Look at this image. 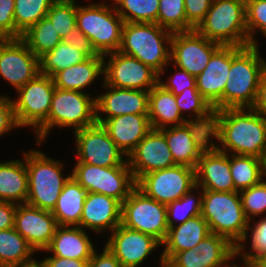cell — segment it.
<instances>
[{
	"label": "cell",
	"mask_w": 266,
	"mask_h": 267,
	"mask_svg": "<svg viewBox=\"0 0 266 267\" xmlns=\"http://www.w3.org/2000/svg\"><path fill=\"white\" fill-rule=\"evenodd\" d=\"M75 163L101 167L129 166L127 157L110 138L102 124H94L74 132Z\"/></svg>",
	"instance_id": "7c38bea8"
},
{
	"label": "cell",
	"mask_w": 266,
	"mask_h": 267,
	"mask_svg": "<svg viewBox=\"0 0 266 267\" xmlns=\"http://www.w3.org/2000/svg\"><path fill=\"white\" fill-rule=\"evenodd\" d=\"M148 116L152 129L157 130L188 122L177 106L175 95L159 84L149 91Z\"/></svg>",
	"instance_id": "f546056e"
},
{
	"label": "cell",
	"mask_w": 266,
	"mask_h": 267,
	"mask_svg": "<svg viewBox=\"0 0 266 267\" xmlns=\"http://www.w3.org/2000/svg\"><path fill=\"white\" fill-rule=\"evenodd\" d=\"M260 47L231 45V68L223 93V109L253 108L266 73V58Z\"/></svg>",
	"instance_id": "7a4b0ae2"
},
{
	"label": "cell",
	"mask_w": 266,
	"mask_h": 267,
	"mask_svg": "<svg viewBox=\"0 0 266 267\" xmlns=\"http://www.w3.org/2000/svg\"><path fill=\"white\" fill-rule=\"evenodd\" d=\"M101 85L105 92L96 95V121L98 124L121 115L148 114L149 91L116 88L104 83Z\"/></svg>",
	"instance_id": "d6986e66"
},
{
	"label": "cell",
	"mask_w": 266,
	"mask_h": 267,
	"mask_svg": "<svg viewBox=\"0 0 266 267\" xmlns=\"http://www.w3.org/2000/svg\"><path fill=\"white\" fill-rule=\"evenodd\" d=\"M71 176L88 192L101 193L121 204L136 187L129 166L101 167L75 163Z\"/></svg>",
	"instance_id": "9c48e42d"
},
{
	"label": "cell",
	"mask_w": 266,
	"mask_h": 267,
	"mask_svg": "<svg viewBox=\"0 0 266 267\" xmlns=\"http://www.w3.org/2000/svg\"><path fill=\"white\" fill-rule=\"evenodd\" d=\"M173 68L177 71L168 76L165 81L162 79L163 77H159L158 84L160 86L174 95L181 94L186 88H197L195 76L178 67Z\"/></svg>",
	"instance_id": "bcb514c9"
},
{
	"label": "cell",
	"mask_w": 266,
	"mask_h": 267,
	"mask_svg": "<svg viewBox=\"0 0 266 267\" xmlns=\"http://www.w3.org/2000/svg\"><path fill=\"white\" fill-rule=\"evenodd\" d=\"M196 30L220 45L249 46L245 0H214Z\"/></svg>",
	"instance_id": "ba28073f"
},
{
	"label": "cell",
	"mask_w": 266,
	"mask_h": 267,
	"mask_svg": "<svg viewBox=\"0 0 266 267\" xmlns=\"http://www.w3.org/2000/svg\"><path fill=\"white\" fill-rule=\"evenodd\" d=\"M261 162V179L262 182L266 183V151L260 157Z\"/></svg>",
	"instance_id": "680465c9"
},
{
	"label": "cell",
	"mask_w": 266,
	"mask_h": 267,
	"mask_svg": "<svg viewBox=\"0 0 266 267\" xmlns=\"http://www.w3.org/2000/svg\"><path fill=\"white\" fill-rule=\"evenodd\" d=\"M39 73V58L21 38L0 39V77L15 91Z\"/></svg>",
	"instance_id": "e0dca14e"
},
{
	"label": "cell",
	"mask_w": 266,
	"mask_h": 267,
	"mask_svg": "<svg viewBox=\"0 0 266 267\" xmlns=\"http://www.w3.org/2000/svg\"><path fill=\"white\" fill-rule=\"evenodd\" d=\"M88 57L63 40L39 58L40 74L53 77L57 72L85 61Z\"/></svg>",
	"instance_id": "d6a6232c"
},
{
	"label": "cell",
	"mask_w": 266,
	"mask_h": 267,
	"mask_svg": "<svg viewBox=\"0 0 266 267\" xmlns=\"http://www.w3.org/2000/svg\"><path fill=\"white\" fill-rule=\"evenodd\" d=\"M245 216L250 221L266 213V183L260 182L239 192ZM264 213V214H263Z\"/></svg>",
	"instance_id": "f6af8a7d"
},
{
	"label": "cell",
	"mask_w": 266,
	"mask_h": 267,
	"mask_svg": "<svg viewBox=\"0 0 266 267\" xmlns=\"http://www.w3.org/2000/svg\"><path fill=\"white\" fill-rule=\"evenodd\" d=\"M103 55L88 57L85 61L57 72L52 78L56 88L84 93L86 88L104 76Z\"/></svg>",
	"instance_id": "83f0119b"
},
{
	"label": "cell",
	"mask_w": 266,
	"mask_h": 267,
	"mask_svg": "<svg viewBox=\"0 0 266 267\" xmlns=\"http://www.w3.org/2000/svg\"><path fill=\"white\" fill-rule=\"evenodd\" d=\"M253 108L266 118V73L261 79L257 100Z\"/></svg>",
	"instance_id": "9f6ffc18"
},
{
	"label": "cell",
	"mask_w": 266,
	"mask_h": 267,
	"mask_svg": "<svg viewBox=\"0 0 266 267\" xmlns=\"http://www.w3.org/2000/svg\"><path fill=\"white\" fill-rule=\"evenodd\" d=\"M121 224L153 236L161 244L168 234L167 208L135 187L122 203Z\"/></svg>",
	"instance_id": "30bf717a"
},
{
	"label": "cell",
	"mask_w": 266,
	"mask_h": 267,
	"mask_svg": "<svg viewBox=\"0 0 266 267\" xmlns=\"http://www.w3.org/2000/svg\"><path fill=\"white\" fill-rule=\"evenodd\" d=\"M175 99L182 116L188 122L212 126L214 109L197 88H186L181 94L175 95Z\"/></svg>",
	"instance_id": "836d02e7"
},
{
	"label": "cell",
	"mask_w": 266,
	"mask_h": 267,
	"mask_svg": "<svg viewBox=\"0 0 266 267\" xmlns=\"http://www.w3.org/2000/svg\"><path fill=\"white\" fill-rule=\"evenodd\" d=\"M259 267H266V255L258 260Z\"/></svg>",
	"instance_id": "94428289"
},
{
	"label": "cell",
	"mask_w": 266,
	"mask_h": 267,
	"mask_svg": "<svg viewBox=\"0 0 266 267\" xmlns=\"http://www.w3.org/2000/svg\"><path fill=\"white\" fill-rule=\"evenodd\" d=\"M214 0H185L186 31L196 29Z\"/></svg>",
	"instance_id": "7dc6e473"
},
{
	"label": "cell",
	"mask_w": 266,
	"mask_h": 267,
	"mask_svg": "<svg viewBox=\"0 0 266 267\" xmlns=\"http://www.w3.org/2000/svg\"><path fill=\"white\" fill-rule=\"evenodd\" d=\"M255 220L256 219H252L249 221L243 239L236 246V255L248 260L258 261L266 255V214L263 217H259L258 221L256 220L255 222ZM251 223L253 225H251ZM247 241L251 243L249 248L246 245Z\"/></svg>",
	"instance_id": "60d3db41"
},
{
	"label": "cell",
	"mask_w": 266,
	"mask_h": 267,
	"mask_svg": "<svg viewBox=\"0 0 266 267\" xmlns=\"http://www.w3.org/2000/svg\"><path fill=\"white\" fill-rule=\"evenodd\" d=\"M221 45L202 36L196 29L174 32L171 38L170 65L198 76Z\"/></svg>",
	"instance_id": "2e32d148"
},
{
	"label": "cell",
	"mask_w": 266,
	"mask_h": 267,
	"mask_svg": "<svg viewBox=\"0 0 266 267\" xmlns=\"http://www.w3.org/2000/svg\"><path fill=\"white\" fill-rule=\"evenodd\" d=\"M37 253L15 228L0 230V267H17L31 262Z\"/></svg>",
	"instance_id": "1f68e13d"
},
{
	"label": "cell",
	"mask_w": 266,
	"mask_h": 267,
	"mask_svg": "<svg viewBox=\"0 0 266 267\" xmlns=\"http://www.w3.org/2000/svg\"><path fill=\"white\" fill-rule=\"evenodd\" d=\"M57 227L51 211L27 203L17 205L14 228L36 253L43 252L49 246Z\"/></svg>",
	"instance_id": "44dd1931"
},
{
	"label": "cell",
	"mask_w": 266,
	"mask_h": 267,
	"mask_svg": "<svg viewBox=\"0 0 266 267\" xmlns=\"http://www.w3.org/2000/svg\"><path fill=\"white\" fill-rule=\"evenodd\" d=\"M110 234L105 246L122 267H140L162 244L153 236L120 224Z\"/></svg>",
	"instance_id": "ac0fdd59"
},
{
	"label": "cell",
	"mask_w": 266,
	"mask_h": 267,
	"mask_svg": "<svg viewBox=\"0 0 266 267\" xmlns=\"http://www.w3.org/2000/svg\"><path fill=\"white\" fill-rule=\"evenodd\" d=\"M195 178L196 186L203 190L235 191L230 171V154L217 150L211 144L198 160Z\"/></svg>",
	"instance_id": "603a6c76"
},
{
	"label": "cell",
	"mask_w": 266,
	"mask_h": 267,
	"mask_svg": "<svg viewBox=\"0 0 266 267\" xmlns=\"http://www.w3.org/2000/svg\"><path fill=\"white\" fill-rule=\"evenodd\" d=\"M41 261L45 267H88L89 260H77L72 258H62L57 256L46 257Z\"/></svg>",
	"instance_id": "11a10c76"
},
{
	"label": "cell",
	"mask_w": 266,
	"mask_h": 267,
	"mask_svg": "<svg viewBox=\"0 0 266 267\" xmlns=\"http://www.w3.org/2000/svg\"><path fill=\"white\" fill-rule=\"evenodd\" d=\"M96 248L88 231L82 227L58 226L44 252L62 258L90 260Z\"/></svg>",
	"instance_id": "484cf974"
},
{
	"label": "cell",
	"mask_w": 266,
	"mask_h": 267,
	"mask_svg": "<svg viewBox=\"0 0 266 267\" xmlns=\"http://www.w3.org/2000/svg\"><path fill=\"white\" fill-rule=\"evenodd\" d=\"M63 41L74 46L79 51H82L87 57L99 55L93 48L90 40L78 29L77 26L63 38Z\"/></svg>",
	"instance_id": "816d5d0a"
},
{
	"label": "cell",
	"mask_w": 266,
	"mask_h": 267,
	"mask_svg": "<svg viewBox=\"0 0 266 267\" xmlns=\"http://www.w3.org/2000/svg\"><path fill=\"white\" fill-rule=\"evenodd\" d=\"M240 259L239 261L240 264L235 263L233 260L235 258ZM231 263V264H230ZM231 265V266H230ZM259 267L258 261H253V260H248L245 258H239L236 254L227 262V264L224 267Z\"/></svg>",
	"instance_id": "6f0895ef"
},
{
	"label": "cell",
	"mask_w": 266,
	"mask_h": 267,
	"mask_svg": "<svg viewBox=\"0 0 266 267\" xmlns=\"http://www.w3.org/2000/svg\"><path fill=\"white\" fill-rule=\"evenodd\" d=\"M246 27L250 45L259 46L258 31L266 37V0H245Z\"/></svg>",
	"instance_id": "ee69618b"
},
{
	"label": "cell",
	"mask_w": 266,
	"mask_h": 267,
	"mask_svg": "<svg viewBox=\"0 0 266 267\" xmlns=\"http://www.w3.org/2000/svg\"><path fill=\"white\" fill-rule=\"evenodd\" d=\"M88 267H122V265L104 245L101 253H99V251L97 252V250L93 252L92 258L89 260Z\"/></svg>",
	"instance_id": "f5cc1de1"
},
{
	"label": "cell",
	"mask_w": 266,
	"mask_h": 267,
	"mask_svg": "<svg viewBox=\"0 0 266 267\" xmlns=\"http://www.w3.org/2000/svg\"><path fill=\"white\" fill-rule=\"evenodd\" d=\"M195 186V169L184 165L147 173L136 182V187L147 197L165 205L180 199Z\"/></svg>",
	"instance_id": "5bb4252c"
},
{
	"label": "cell",
	"mask_w": 266,
	"mask_h": 267,
	"mask_svg": "<svg viewBox=\"0 0 266 267\" xmlns=\"http://www.w3.org/2000/svg\"><path fill=\"white\" fill-rule=\"evenodd\" d=\"M201 216L211 233L225 237L234 246L241 242L249 225L238 191L203 190Z\"/></svg>",
	"instance_id": "52a82bcc"
},
{
	"label": "cell",
	"mask_w": 266,
	"mask_h": 267,
	"mask_svg": "<svg viewBox=\"0 0 266 267\" xmlns=\"http://www.w3.org/2000/svg\"><path fill=\"white\" fill-rule=\"evenodd\" d=\"M230 171L238 192L262 181L260 158L255 156L230 154Z\"/></svg>",
	"instance_id": "d590c367"
},
{
	"label": "cell",
	"mask_w": 266,
	"mask_h": 267,
	"mask_svg": "<svg viewBox=\"0 0 266 267\" xmlns=\"http://www.w3.org/2000/svg\"><path fill=\"white\" fill-rule=\"evenodd\" d=\"M211 144L227 154L260 158L266 151V118L254 108L214 111Z\"/></svg>",
	"instance_id": "6da1fadb"
},
{
	"label": "cell",
	"mask_w": 266,
	"mask_h": 267,
	"mask_svg": "<svg viewBox=\"0 0 266 267\" xmlns=\"http://www.w3.org/2000/svg\"><path fill=\"white\" fill-rule=\"evenodd\" d=\"M106 85L124 89L150 91L158 84L159 74L138 59L119 51L103 55Z\"/></svg>",
	"instance_id": "4fadbf2b"
},
{
	"label": "cell",
	"mask_w": 266,
	"mask_h": 267,
	"mask_svg": "<svg viewBox=\"0 0 266 267\" xmlns=\"http://www.w3.org/2000/svg\"><path fill=\"white\" fill-rule=\"evenodd\" d=\"M202 197L203 189L195 186L180 199L167 204L168 227L182 224L188 219L201 215Z\"/></svg>",
	"instance_id": "74e56055"
},
{
	"label": "cell",
	"mask_w": 266,
	"mask_h": 267,
	"mask_svg": "<svg viewBox=\"0 0 266 267\" xmlns=\"http://www.w3.org/2000/svg\"><path fill=\"white\" fill-rule=\"evenodd\" d=\"M135 182L143 175L176 165L165 135L152 129L127 157Z\"/></svg>",
	"instance_id": "ffe728a7"
},
{
	"label": "cell",
	"mask_w": 266,
	"mask_h": 267,
	"mask_svg": "<svg viewBox=\"0 0 266 267\" xmlns=\"http://www.w3.org/2000/svg\"><path fill=\"white\" fill-rule=\"evenodd\" d=\"M23 158L0 162V201L14 204L25 203L28 197V173Z\"/></svg>",
	"instance_id": "f1b7e54d"
},
{
	"label": "cell",
	"mask_w": 266,
	"mask_h": 267,
	"mask_svg": "<svg viewBox=\"0 0 266 267\" xmlns=\"http://www.w3.org/2000/svg\"><path fill=\"white\" fill-rule=\"evenodd\" d=\"M121 211L122 204L117 199L101 193H87L80 227L96 234L111 233L121 224Z\"/></svg>",
	"instance_id": "cb8c5ba5"
},
{
	"label": "cell",
	"mask_w": 266,
	"mask_h": 267,
	"mask_svg": "<svg viewBox=\"0 0 266 267\" xmlns=\"http://www.w3.org/2000/svg\"><path fill=\"white\" fill-rule=\"evenodd\" d=\"M54 91L53 78L40 73L16 91L17 98L11 99L20 128L31 127L35 132L47 120Z\"/></svg>",
	"instance_id": "8fae6325"
},
{
	"label": "cell",
	"mask_w": 266,
	"mask_h": 267,
	"mask_svg": "<svg viewBox=\"0 0 266 267\" xmlns=\"http://www.w3.org/2000/svg\"><path fill=\"white\" fill-rule=\"evenodd\" d=\"M211 234L208 223L201 215L188 219L186 222L170 227L165 241L161 257L166 263L175 253L196 249L200 241Z\"/></svg>",
	"instance_id": "4316f807"
},
{
	"label": "cell",
	"mask_w": 266,
	"mask_h": 267,
	"mask_svg": "<svg viewBox=\"0 0 266 267\" xmlns=\"http://www.w3.org/2000/svg\"><path fill=\"white\" fill-rule=\"evenodd\" d=\"M77 0H55L46 17L62 38L77 26Z\"/></svg>",
	"instance_id": "b9f144b4"
},
{
	"label": "cell",
	"mask_w": 266,
	"mask_h": 267,
	"mask_svg": "<svg viewBox=\"0 0 266 267\" xmlns=\"http://www.w3.org/2000/svg\"><path fill=\"white\" fill-rule=\"evenodd\" d=\"M87 191L71 176L52 211L58 226H79Z\"/></svg>",
	"instance_id": "4dcf8cb0"
},
{
	"label": "cell",
	"mask_w": 266,
	"mask_h": 267,
	"mask_svg": "<svg viewBox=\"0 0 266 267\" xmlns=\"http://www.w3.org/2000/svg\"><path fill=\"white\" fill-rule=\"evenodd\" d=\"M63 162L50 158L37 148L25 151L28 173V197L25 203L53 211L65 183L71 177V173L64 175L63 167L66 164Z\"/></svg>",
	"instance_id": "5b68a950"
},
{
	"label": "cell",
	"mask_w": 266,
	"mask_h": 267,
	"mask_svg": "<svg viewBox=\"0 0 266 267\" xmlns=\"http://www.w3.org/2000/svg\"><path fill=\"white\" fill-rule=\"evenodd\" d=\"M55 0H15L14 21L15 38L21 35L32 25L46 17Z\"/></svg>",
	"instance_id": "ab89813d"
},
{
	"label": "cell",
	"mask_w": 266,
	"mask_h": 267,
	"mask_svg": "<svg viewBox=\"0 0 266 267\" xmlns=\"http://www.w3.org/2000/svg\"><path fill=\"white\" fill-rule=\"evenodd\" d=\"M196 251L207 267H224L236 254V246L225 237L211 233L198 243Z\"/></svg>",
	"instance_id": "8d00e7d4"
},
{
	"label": "cell",
	"mask_w": 266,
	"mask_h": 267,
	"mask_svg": "<svg viewBox=\"0 0 266 267\" xmlns=\"http://www.w3.org/2000/svg\"><path fill=\"white\" fill-rule=\"evenodd\" d=\"M102 126L126 157L152 130L148 114H127L109 118L102 123Z\"/></svg>",
	"instance_id": "d4e9b609"
},
{
	"label": "cell",
	"mask_w": 266,
	"mask_h": 267,
	"mask_svg": "<svg viewBox=\"0 0 266 267\" xmlns=\"http://www.w3.org/2000/svg\"><path fill=\"white\" fill-rule=\"evenodd\" d=\"M166 138L176 165L196 168L202 153L211 145V127L186 122L160 130Z\"/></svg>",
	"instance_id": "9a60e30c"
},
{
	"label": "cell",
	"mask_w": 266,
	"mask_h": 267,
	"mask_svg": "<svg viewBox=\"0 0 266 267\" xmlns=\"http://www.w3.org/2000/svg\"><path fill=\"white\" fill-rule=\"evenodd\" d=\"M124 22L157 23L160 0H111Z\"/></svg>",
	"instance_id": "f35d334b"
},
{
	"label": "cell",
	"mask_w": 266,
	"mask_h": 267,
	"mask_svg": "<svg viewBox=\"0 0 266 267\" xmlns=\"http://www.w3.org/2000/svg\"><path fill=\"white\" fill-rule=\"evenodd\" d=\"M96 123V96L55 87L47 120L34 132L36 145L46 142L55 127L76 131Z\"/></svg>",
	"instance_id": "277c9868"
},
{
	"label": "cell",
	"mask_w": 266,
	"mask_h": 267,
	"mask_svg": "<svg viewBox=\"0 0 266 267\" xmlns=\"http://www.w3.org/2000/svg\"><path fill=\"white\" fill-rule=\"evenodd\" d=\"M165 264L168 267H207L204 265V258L196 249L175 253Z\"/></svg>",
	"instance_id": "f907efd6"
},
{
	"label": "cell",
	"mask_w": 266,
	"mask_h": 267,
	"mask_svg": "<svg viewBox=\"0 0 266 267\" xmlns=\"http://www.w3.org/2000/svg\"><path fill=\"white\" fill-rule=\"evenodd\" d=\"M21 39L38 58L53 50L62 41V38L47 17L29 27L21 35Z\"/></svg>",
	"instance_id": "e575fe53"
},
{
	"label": "cell",
	"mask_w": 266,
	"mask_h": 267,
	"mask_svg": "<svg viewBox=\"0 0 266 267\" xmlns=\"http://www.w3.org/2000/svg\"><path fill=\"white\" fill-rule=\"evenodd\" d=\"M157 24L172 33L186 31L185 0H160Z\"/></svg>",
	"instance_id": "7bdbcfd3"
},
{
	"label": "cell",
	"mask_w": 266,
	"mask_h": 267,
	"mask_svg": "<svg viewBox=\"0 0 266 267\" xmlns=\"http://www.w3.org/2000/svg\"><path fill=\"white\" fill-rule=\"evenodd\" d=\"M231 68V45H221L196 76V87L214 111L223 110V93Z\"/></svg>",
	"instance_id": "7402d4cb"
},
{
	"label": "cell",
	"mask_w": 266,
	"mask_h": 267,
	"mask_svg": "<svg viewBox=\"0 0 266 267\" xmlns=\"http://www.w3.org/2000/svg\"><path fill=\"white\" fill-rule=\"evenodd\" d=\"M172 35L157 23L125 22L119 52L138 59L162 77L170 67Z\"/></svg>",
	"instance_id": "3957f363"
},
{
	"label": "cell",
	"mask_w": 266,
	"mask_h": 267,
	"mask_svg": "<svg viewBox=\"0 0 266 267\" xmlns=\"http://www.w3.org/2000/svg\"><path fill=\"white\" fill-rule=\"evenodd\" d=\"M14 129L22 128L17 124L11 97L2 94L0 96V137Z\"/></svg>",
	"instance_id": "681fc988"
},
{
	"label": "cell",
	"mask_w": 266,
	"mask_h": 267,
	"mask_svg": "<svg viewBox=\"0 0 266 267\" xmlns=\"http://www.w3.org/2000/svg\"><path fill=\"white\" fill-rule=\"evenodd\" d=\"M76 21L78 29L90 40L98 54L119 51L124 20L105 0L80 5L77 2Z\"/></svg>",
	"instance_id": "8992f818"
},
{
	"label": "cell",
	"mask_w": 266,
	"mask_h": 267,
	"mask_svg": "<svg viewBox=\"0 0 266 267\" xmlns=\"http://www.w3.org/2000/svg\"><path fill=\"white\" fill-rule=\"evenodd\" d=\"M159 260H160V265H159V267H167V265L163 262L161 255H160Z\"/></svg>",
	"instance_id": "6125c7cd"
},
{
	"label": "cell",
	"mask_w": 266,
	"mask_h": 267,
	"mask_svg": "<svg viewBox=\"0 0 266 267\" xmlns=\"http://www.w3.org/2000/svg\"><path fill=\"white\" fill-rule=\"evenodd\" d=\"M17 204L0 201V230L14 228Z\"/></svg>",
	"instance_id": "db71d44e"
},
{
	"label": "cell",
	"mask_w": 266,
	"mask_h": 267,
	"mask_svg": "<svg viewBox=\"0 0 266 267\" xmlns=\"http://www.w3.org/2000/svg\"><path fill=\"white\" fill-rule=\"evenodd\" d=\"M17 267H45L44 263L40 260H37V258H35L34 260H32L31 262L25 263V264H21Z\"/></svg>",
	"instance_id": "91938a15"
},
{
	"label": "cell",
	"mask_w": 266,
	"mask_h": 267,
	"mask_svg": "<svg viewBox=\"0 0 266 267\" xmlns=\"http://www.w3.org/2000/svg\"><path fill=\"white\" fill-rule=\"evenodd\" d=\"M15 0H0V39L15 38Z\"/></svg>",
	"instance_id": "c3c4849f"
}]
</instances>
